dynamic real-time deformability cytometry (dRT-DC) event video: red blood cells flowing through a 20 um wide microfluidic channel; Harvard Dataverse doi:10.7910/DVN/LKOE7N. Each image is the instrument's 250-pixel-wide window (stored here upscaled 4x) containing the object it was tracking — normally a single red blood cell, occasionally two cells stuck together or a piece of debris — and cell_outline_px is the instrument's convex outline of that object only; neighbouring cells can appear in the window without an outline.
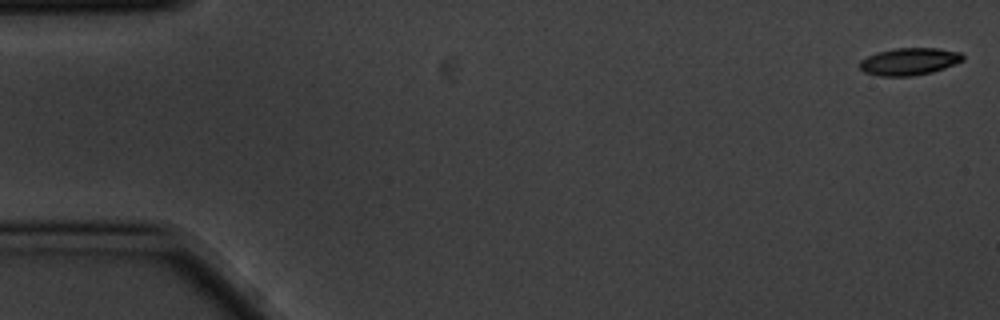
{"species": "common noctule bat (a hibernating species)", "species_latin": "Nyctalus noctula", "temperature_condition": "cold", "stored_images_in_passage": 4, "camera_frame_rate_fps": 3000, "um_per_image_px": 0.085, "animal": {"sex": "male", "body_mass_g": 20.1, "forearm_length_mm": 53.5}, "frame": {"image": 1, "passage_image": 1, "time_ms": 0.0, "image_size_px": [1000, 320], "cell_outline_px": [[964, 60], [944, 68], [932, 72], [912, 76], [880, 76], [864, 72], [860, 68], [860, 60], [868, 56], [880, 52], [896, 48], [936, 48], [960, 52], [964, 56]], "centroid_in_image_um": [77.3, 5.23], "position_along_channel_um": 7.7, "area_um2": 16.24}}
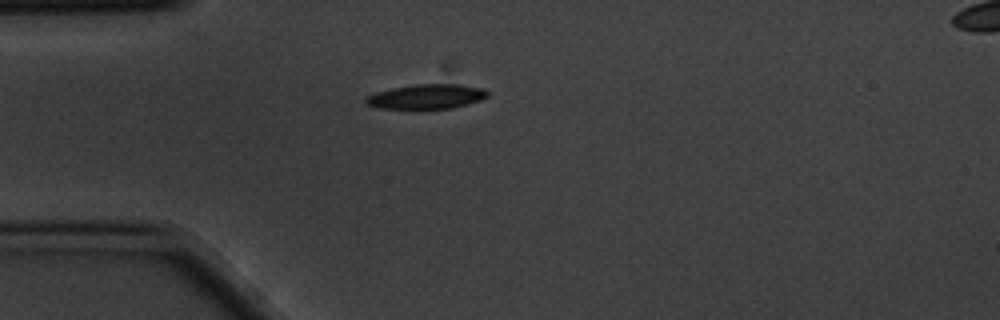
{"frame": {"image": 2, "passage_image": 4, "time_ms": 1.0, "image_size_px": [1000, 320], "cell_outline_px": [[488, 96], [480, 100], [452, 108], [380, 108], [368, 104], [364, 100], [364, 96], [376, 92], [392, 88], [412, 84], [456, 84], [480, 88], [488, 92]], "centroid_in_image_um": [36.21, 8.19], "position_along_channel_um": 48.8, "area_um2": 17.22}}